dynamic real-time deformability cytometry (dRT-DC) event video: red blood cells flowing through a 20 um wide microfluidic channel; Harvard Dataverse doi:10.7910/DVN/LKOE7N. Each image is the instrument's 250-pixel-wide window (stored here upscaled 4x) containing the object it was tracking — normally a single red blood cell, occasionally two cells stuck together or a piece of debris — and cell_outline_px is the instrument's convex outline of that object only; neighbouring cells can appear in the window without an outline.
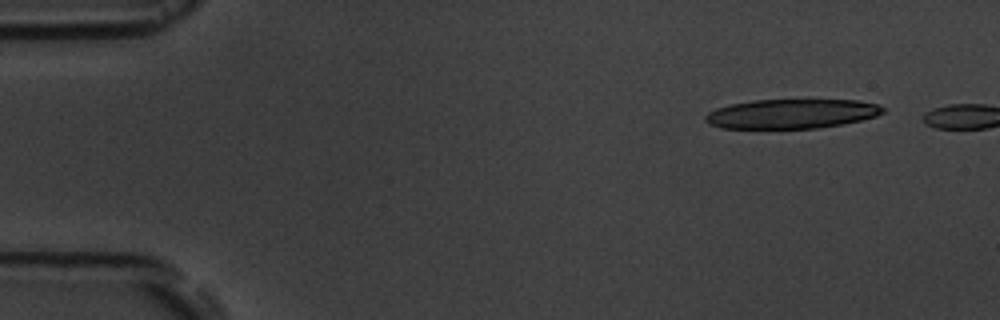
{"species": "common noctule bat (a hibernating species)", "species_latin": "Nyctalus noctula", "temperature_condition": "room temperature", "stored_images_in_passage": 3, "camera_frame_rate_fps": 3000, "um_per_image_px": 0.085, "animal": {"sex": "male", "body_mass_g": 19.5, "forearm_length_mm": 54.6}, "frame": {"image": 1, "passage_image": 2, "time_ms": 1.0, "image_size_px": [1000, 320], "cell_outline_px": [[884, 112], [876, 116], [860, 120], [820, 128], [720, 128], [708, 124], [704, 120], [704, 116], [708, 112], [716, 108], [732, 104], [756, 100], [860, 100], [876, 104], [884, 108]], "centroid_in_image_um": [67.26, 9.67], "position_along_channel_um": 17.7, "area_um2": 30.35}}